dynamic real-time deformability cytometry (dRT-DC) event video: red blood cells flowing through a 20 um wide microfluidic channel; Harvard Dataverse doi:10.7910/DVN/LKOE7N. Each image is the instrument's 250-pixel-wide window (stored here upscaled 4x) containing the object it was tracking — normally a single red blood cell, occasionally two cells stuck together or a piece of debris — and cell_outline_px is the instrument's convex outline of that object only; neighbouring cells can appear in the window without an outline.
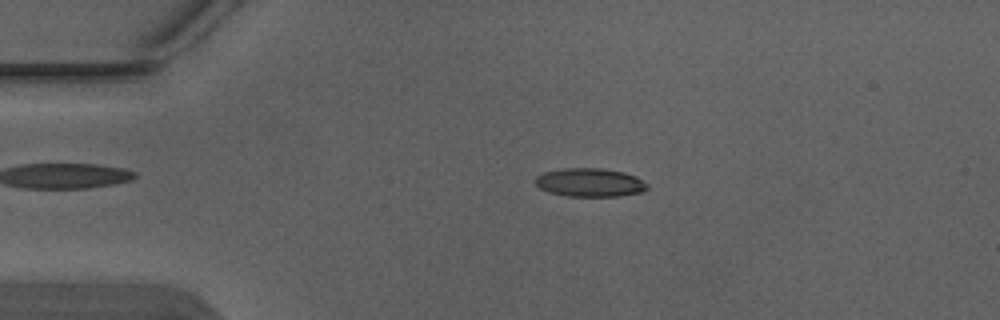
{"species": "Egyptian fruit bat (a non-hibernating species)", "species_latin": "Rousettus aegyptiacus", "temperature_condition": "warm", "stored_images_in_passage": 4, "camera_frame_rate_fps": 3000, "um_per_image_px": 0.085, "animal": {"sex": "male"}, "frame": {"image": 1, "passage_image": 3, "time_ms": 0.667, "image_size_px": [1000, 320], "cell_outline_px": [[648, 188], [644, 192], [620, 196], [568, 196], [548, 192], [540, 188], [532, 180], [536, 176], [544, 172], [564, 168], [600, 168], [624, 172], [636, 176], [648, 184]], "centroid_in_image_um": [50.14, 15.51], "position_along_channel_um": 34.9, "area_um2": 18.79}}